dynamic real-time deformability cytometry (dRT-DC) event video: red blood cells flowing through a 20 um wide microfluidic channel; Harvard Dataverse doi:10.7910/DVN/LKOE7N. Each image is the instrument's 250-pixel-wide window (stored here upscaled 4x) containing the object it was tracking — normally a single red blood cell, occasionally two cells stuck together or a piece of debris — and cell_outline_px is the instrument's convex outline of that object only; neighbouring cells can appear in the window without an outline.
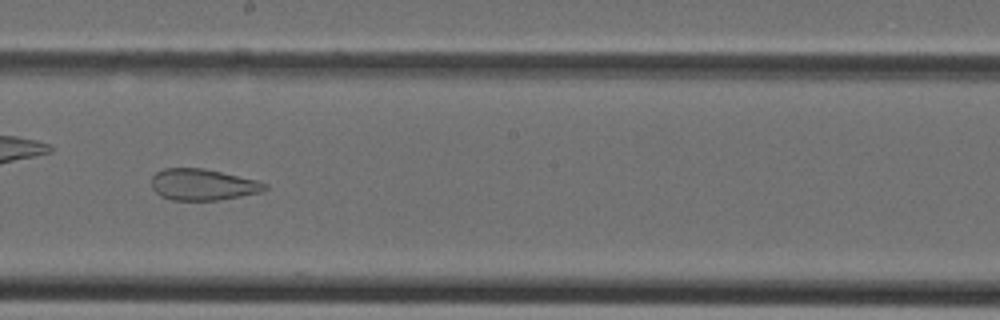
{"species": "Egyptian fruit bat (a non-hibernating species)", "species_latin": "Rousettus aegyptiacus", "temperature_condition": "cold", "stored_images_in_passage": 31, "camera_frame_rate_fps": 3000, "um_per_image_px": 0.085, "animal": {"sex": "female"}, "frame": {"image": 1, "passage_image": 14, "time_ms": 4.333, "image_size_px": [1000, 320], "cell_outline_px": [[268, 188], [264, 192], [216, 200], [172, 200], [160, 196], [152, 188], [152, 176], [156, 172], [164, 168], [204, 168], [256, 180], [268, 184]], "centroid_in_image_um": [17.24, 15.69], "position_along_channel_um": 231.0, "area_um2": 20.75}}